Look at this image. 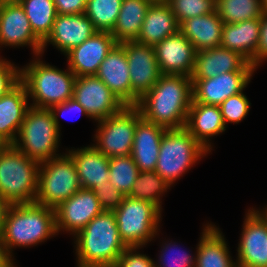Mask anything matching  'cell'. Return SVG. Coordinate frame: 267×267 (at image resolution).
I'll return each instance as SVG.
<instances>
[{
  "instance_id": "50",
  "label": "cell",
  "mask_w": 267,
  "mask_h": 267,
  "mask_svg": "<svg viewBox=\"0 0 267 267\" xmlns=\"http://www.w3.org/2000/svg\"><path fill=\"white\" fill-rule=\"evenodd\" d=\"M262 212L267 216V208L265 207V210H262Z\"/></svg>"
},
{
  "instance_id": "32",
  "label": "cell",
  "mask_w": 267,
  "mask_h": 267,
  "mask_svg": "<svg viewBox=\"0 0 267 267\" xmlns=\"http://www.w3.org/2000/svg\"><path fill=\"white\" fill-rule=\"evenodd\" d=\"M170 186L156 171L139 172L128 196L150 202L162 211L160 197Z\"/></svg>"
},
{
  "instance_id": "47",
  "label": "cell",
  "mask_w": 267,
  "mask_h": 267,
  "mask_svg": "<svg viewBox=\"0 0 267 267\" xmlns=\"http://www.w3.org/2000/svg\"><path fill=\"white\" fill-rule=\"evenodd\" d=\"M22 0H2V4L20 3Z\"/></svg>"
},
{
  "instance_id": "21",
  "label": "cell",
  "mask_w": 267,
  "mask_h": 267,
  "mask_svg": "<svg viewBox=\"0 0 267 267\" xmlns=\"http://www.w3.org/2000/svg\"><path fill=\"white\" fill-rule=\"evenodd\" d=\"M96 76L125 106H132L130 70L125 49L120 43L107 54Z\"/></svg>"
},
{
  "instance_id": "20",
  "label": "cell",
  "mask_w": 267,
  "mask_h": 267,
  "mask_svg": "<svg viewBox=\"0 0 267 267\" xmlns=\"http://www.w3.org/2000/svg\"><path fill=\"white\" fill-rule=\"evenodd\" d=\"M97 30L90 19L83 14H58L48 37L42 42V54L48 43L66 55L70 50L81 45Z\"/></svg>"
},
{
  "instance_id": "33",
  "label": "cell",
  "mask_w": 267,
  "mask_h": 267,
  "mask_svg": "<svg viewBox=\"0 0 267 267\" xmlns=\"http://www.w3.org/2000/svg\"><path fill=\"white\" fill-rule=\"evenodd\" d=\"M224 24L260 18L261 0H218L215 7Z\"/></svg>"
},
{
  "instance_id": "15",
  "label": "cell",
  "mask_w": 267,
  "mask_h": 267,
  "mask_svg": "<svg viewBox=\"0 0 267 267\" xmlns=\"http://www.w3.org/2000/svg\"><path fill=\"white\" fill-rule=\"evenodd\" d=\"M161 75H192L196 50L180 32L167 36L154 46Z\"/></svg>"
},
{
  "instance_id": "28",
  "label": "cell",
  "mask_w": 267,
  "mask_h": 267,
  "mask_svg": "<svg viewBox=\"0 0 267 267\" xmlns=\"http://www.w3.org/2000/svg\"><path fill=\"white\" fill-rule=\"evenodd\" d=\"M260 33V18L249 19L240 23L223 24L222 47L239 52L249 62L257 53Z\"/></svg>"
},
{
  "instance_id": "12",
  "label": "cell",
  "mask_w": 267,
  "mask_h": 267,
  "mask_svg": "<svg viewBox=\"0 0 267 267\" xmlns=\"http://www.w3.org/2000/svg\"><path fill=\"white\" fill-rule=\"evenodd\" d=\"M73 99L95 121L113 116L125 107L96 75L75 78Z\"/></svg>"
},
{
  "instance_id": "45",
  "label": "cell",
  "mask_w": 267,
  "mask_h": 267,
  "mask_svg": "<svg viewBox=\"0 0 267 267\" xmlns=\"http://www.w3.org/2000/svg\"><path fill=\"white\" fill-rule=\"evenodd\" d=\"M14 259H11L5 252L3 243L1 241V235H0V267H17L14 266L16 264L13 263Z\"/></svg>"
},
{
  "instance_id": "41",
  "label": "cell",
  "mask_w": 267,
  "mask_h": 267,
  "mask_svg": "<svg viewBox=\"0 0 267 267\" xmlns=\"http://www.w3.org/2000/svg\"><path fill=\"white\" fill-rule=\"evenodd\" d=\"M139 247H128L114 267H155V261L136 252Z\"/></svg>"
},
{
  "instance_id": "27",
  "label": "cell",
  "mask_w": 267,
  "mask_h": 267,
  "mask_svg": "<svg viewBox=\"0 0 267 267\" xmlns=\"http://www.w3.org/2000/svg\"><path fill=\"white\" fill-rule=\"evenodd\" d=\"M179 31V23L168 3H152L148 8L136 42L155 46Z\"/></svg>"
},
{
  "instance_id": "46",
  "label": "cell",
  "mask_w": 267,
  "mask_h": 267,
  "mask_svg": "<svg viewBox=\"0 0 267 267\" xmlns=\"http://www.w3.org/2000/svg\"><path fill=\"white\" fill-rule=\"evenodd\" d=\"M7 206L8 204L0 196V231L2 229L4 214L7 209Z\"/></svg>"
},
{
  "instance_id": "22",
  "label": "cell",
  "mask_w": 267,
  "mask_h": 267,
  "mask_svg": "<svg viewBox=\"0 0 267 267\" xmlns=\"http://www.w3.org/2000/svg\"><path fill=\"white\" fill-rule=\"evenodd\" d=\"M25 85L19 81L0 98V144H13L30 107Z\"/></svg>"
},
{
  "instance_id": "44",
  "label": "cell",
  "mask_w": 267,
  "mask_h": 267,
  "mask_svg": "<svg viewBox=\"0 0 267 267\" xmlns=\"http://www.w3.org/2000/svg\"><path fill=\"white\" fill-rule=\"evenodd\" d=\"M58 14H83L87 0H53Z\"/></svg>"
},
{
  "instance_id": "39",
  "label": "cell",
  "mask_w": 267,
  "mask_h": 267,
  "mask_svg": "<svg viewBox=\"0 0 267 267\" xmlns=\"http://www.w3.org/2000/svg\"><path fill=\"white\" fill-rule=\"evenodd\" d=\"M92 190L99 200L103 211L113 212L117 210L126 197L122 192L118 191L109 180L102 185H95Z\"/></svg>"
},
{
  "instance_id": "31",
  "label": "cell",
  "mask_w": 267,
  "mask_h": 267,
  "mask_svg": "<svg viewBox=\"0 0 267 267\" xmlns=\"http://www.w3.org/2000/svg\"><path fill=\"white\" fill-rule=\"evenodd\" d=\"M23 7L34 34L43 42L50 34L58 15L53 0H22Z\"/></svg>"
},
{
  "instance_id": "40",
  "label": "cell",
  "mask_w": 267,
  "mask_h": 267,
  "mask_svg": "<svg viewBox=\"0 0 267 267\" xmlns=\"http://www.w3.org/2000/svg\"><path fill=\"white\" fill-rule=\"evenodd\" d=\"M20 81V68L0 57V98Z\"/></svg>"
},
{
  "instance_id": "35",
  "label": "cell",
  "mask_w": 267,
  "mask_h": 267,
  "mask_svg": "<svg viewBox=\"0 0 267 267\" xmlns=\"http://www.w3.org/2000/svg\"><path fill=\"white\" fill-rule=\"evenodd\" d=\"M139 172L131 155L112 157L109 160V181L125 196L130 194Z\"/></svg>"
},
{
  "instance_id": "8",
  "label": "cell",
  "mask_w": 267,
  "mask_h": 267,
  "mask_svg": "<svg viewBox=\"0 0 267 267\" xmlns=\"http://www.w3.org/2000/svg\"><path fill=\"white\" fill-rule=\"evenodd\" d=\"M113 213L127 247L141 248L158 235L161 211L150 202L126 196Z\"/></svg>"
},
{
  "instance_id": "17",
  "label": "cell",
  "mask_w": 267,
  "mask_h": 267,
  "mask_svg": "<svg viewBox=\"0 0 267 267\" xmlns=\"http://www.w3.org/2000/svg\"><path fill=\"white\" fill-rule=\"evenodd\" d=\"M0 45L30 46L35 56L42 54V41L34 34L20 3L0 5Z\"/></svg>"
},
{
  "instance_id": "14",
  "label": "cell",
  "mask_w": 267,
  "mask_h": 267,
  "mask_svg": "<svg viewBox=\"0 0 267 267\" xmlns=\"http://www.w3.org/2000/svg\"><path fill=\"white\" fill-rule=\"evenodd\" d=\"M54 210L57 234L65 230L74 236L103 212L94 191L83 188L61 202Z\"/></svg>"
},
{
  "instance_id": "37",
  "label": "cell",
  "mask_w": 267,
  "mask_h": 267,
  "mask_svg": "<svg viewBox=\"0 0 267 267\" xmlns=\"http://www.w3.org/2000/svg\"><path fill=\"white\" fill-rule=\"evenodd\" d=\"M250 106L251 103L243 91L227 98L219 105L225 126L228 122H241L247 116Z\"/></svg>"
},
{
  "instance_id": "38",
  "label": "cell",
  "mask_w": 267,
  "mask_h": 267,
  "mask_svg": "<svg viewBox=\"0 0 267 267\" xmlns=\"http://www.w3.org/2000/svg\"><path fill=\"white\" fill-rule=\"evenodd\" d=\"M175 246L177 247L175 242L173 244L171 241L168 244L164 243V247L161 251L162 253L159 256V265L157 262H155V267H195L196 256H193V258L192 255L187 254L185 251L181 254V250H179V252H176L178 250L175 249H177L178 247L176 248ZM170 254L173 258L170 256Z\"/></svg>"
},
{
  "instance_id": "10",
  "label": "cell",
  "mask_w": 267,
  "mask_h": 267,
  "mask_svg": "<svg viewBox=\"0 0 267 267\" xmlns=\"http://www.w3.org/2000/svg\"><path fill=\"white\" fill-rule=\"evenodd\" d=\"M142 118L135 106H125L119 113L98 122L93 146L109 158L129 156L137 122Z\"/></svg>"
},
{
  "instance_id": "11",
  "label": "cell",
  "mask_w": 267,
  "mask_h": 267,
  "mask_svg": "<svg viewBox=\"0 0 267 267\" xmlns=\"http://www.w3.org/2000/svg\"><path fill=\"white\" fill-rule=\"evenodd\" d=\"M127 56L132 89V106L146 94L161 76L154 46L126 41L120 43Z\"/></svg>"
},
{
  "instance_id": "1",
  "label": "cell",
  "mask_w": 267,
  "mask_h": 267,
  "mask_svg": "<svg viewBox=\"0 0 267 267\" xmlns=\"http://www.w3.org/2000/svg\"><path fill=\"white\" fill-rule=\"evenodd\" d=\"M193 101L192 79L184 75H161L136 104L142 118L167 129L184 128Z\"/></svg>"
},
{
  "instance_id": "3",
  "label": "cell",
  "mask_w": 267,
  "mask_h": 267,
  "mask_svg": "<svg viewBox=\"0 0 267 267\" xmlns=\"http://www.w3.org/2000/svg\"><path fill=\"white\" fill-rule=\"evenodd\" d=\"M78 267H114L128 248L113 212L103 211L75 235Z\"/></svg>"
},
{
  "instance_id": "43",
  "label": "cell",
  "mask_w": 267,
  "mask_h": 267,
  "mask_svg": "<svg viewBox=\"0 0 267 267\" xmlns=\"http://www.w3.org/2000/svg\"><path fill=\"white\" fill-rule=\"evenodd\" d=\"M52 114H53V118H54V121L56 123V126L58 128V130L60 131V125H59V120H58V114H60L62 117L64 116V113L69 112L70 113H80L89 117L86 110L73 98L69 99L68 101H65L61 104H57V105H54L50 108Z\"/></svg>"
},
{
  "instance_id": "23",
  "label": "cell",
  "mask_w": 267,
  "mask_h": 267,
  "mask_svg": "<svg viewBox=\"0 0 267 267\" xmlns=\"http://www.w3.org/2000/svg\"><path fill=\"white\" fill-rule=\"evenodd\" d=\"M166 130L144 118L137 122L131 156L140 172L155 171L161 138Z\"/></svg>"
},
{
  "instance_id": "30",
  "label": "cell",
  "mask_w": 267,
  "mask_h": 267,
  "mask_svg": "<svg viewBox=\"0 0 267 267\" xmlns=\"http://www.w3.org/2000/svg\"><path fill=\"white\" fill-rule=\"evenodd\" d=\"M152 3L148 0H123L116 24L110 34L117 43L136 41Z\"/></svg>"
},
{
  "instance_id": "6",
  "label": "cell",
  "mask_w": 267,
  "mask_h": 267,
  "mask_svg": "<svg viewBox=\"0 0 267 267\" xmlns=\"http://www.w3.org/2000/svg\"><path fill=\"white\" fill-rule=\"evenodd\" d=\"M59 142L60 132L51 110L30 106L13 145L41 163L61 155L56 154Z\"/></svg>"
},
{
  "instance_id": "29",
  "label": "cell",
  "mask_w": 267,
  "mask_h": 267,
  "mask_svg": "<svg viewBox=\"0 0 267 267\" xmlns=\"http://www.w3.org/2000/svg\"><path fill=\"white\" fill-rule=\"evenodd\" d=\"M222 234L215 225L204 226L196 248L195 267H237Z\"/></svg>"
},
{
  "instance_id": "49",
  "label": "cell",
  "mask_w": 267,
  "mask_h": 267,
  "mask_svg": "<svg viewBox=\"0 0 267 267\" xmlns=\"http://www.w3.org/2000/svg\"><path fill=\"white\" fill-rule=\"evenodd\" d=\"M151 3H168L169 0H148Z\"/></svg>"
},
{
  "instance_id": "24",
  "label": "cell",
  "mask_w": 267,
  "mask_h": 267,
  "mask_svg": "<svg viewBox=\"0 0 267 267\" xmlns=\"http://www.w3.org/2000/svg\"><path fill=\"white\" fill-rule=\"evenodd\" d=\"M184 128L209 152V138L226 130L220 107L203 103L191 104Z\"/></svg>"
},
{
  "instance_id": "13",
  "label": "cell",
  "mask_w": 267,
  "mask_h": 267,
  "mask_svg": "<svg viewBox=\"0 0 267 267\" xmlns=\"http://www.w3.org/2000/svg\"><path fill=\"white\" fill-rule=\"evenodd\" d=\"M237 267H267V216L248 210L237 248Z\"/></svg>"
},
{
  "instance_id": "19",
  "label": "cell",
  "mask_w": 267,
  "mask_h": 267,
  "mask_svg": "<svg viewBox=\"0 0 267 267\" xmlns=\"http://www.w3.org/2000/svg\"><path fill=\"white\" fill-rule=\"evenodd\" d=\"M254 71V66L239 52L218 46L196 53L191 79L203 80L227 72Z\"/></svg>"
},
{
  "instance_id": "18",
  "label": "cell",
  "mask_w": 267,
  "mask_h": 267,
  "mask_svg": "<svg viewBox=\"0 0 267 267\" xmlns=\"http://www.w3.org/2000/svg\"><path fill=\"white\" fill-rule=\"evenodd\" d=\"M254 72H227L216 77L192 80V103L219 106L227 98L242 92Z\"/></svg>"
},
{
  "instance_id": "16",
  "label": "cell",
  "mask_w": 267,
  "mask_h": 267,
  "mask_svg": "<svg viewBox=\"0 0 267 267\" xmlns=\"http://www.w3.org/2000/svg\"><path fill=\"white\" fill-rule=\"evenodd\" d=\"M116 44L110 32L96 31L66 54L68 68L76 77L96 75L100 64Z\"/></svg>"
},
{
  "instance_id": "7",
  "label": "cell",
  "mask_w": 267,
  "mask_h": 267,
  "mask_svg": "<svg viewBox=\"0 0 267 267\" xmlns=\"http://www.w3.org/2000/svg\"><path fill=\"white\" fill-rule=\"evenodd\" d=\"M209 153L185 128L167 129L155 171L170 185Z\"/></svg>"
},
{
  "instance_id": "4",
  "label": "cell",
  "mask_w": 267,
  "mask_h": 267,
  "mask_svg": "<svg viewBox=\"0 0 267 267\" xmlns=\"http://www.w3.org/2000/svg\"><path fill=\"white\" fill-rule=\"evenodd\" d=\"M40 163L13 144L0 146V196L8 205L34 203Z\"/></svg>"
},
{
  "instance_id": "36",
  "label": "cell",
  "mask_w": 267,
  "mask_h": 267,
  "mask_svg": "<svg viewBox=\"0 0 267 267\" xmlns=\"http://www.w3.org/2000/svg\"><path fill=\"white\" fill-rule=\"evenodd\" d=\"M168 5L179 25L189 18L212 13L216 7L212 0H169Z\"/></svg>"
},
{
  "instance_id": "48",
  "label": "cell",
  "mask_w": 267,
  "mask_h": 267,
  "mask_svg": "<svg viewBox=\"0 0 267 267\" xmlns=\"http://www.w3.org/2000/svg\"><path fill=\"white\" fill-rule=\"evenodd\" d=\"M261 8L263 12H267V0H261Z\"/></svg>"
},
{
  "instance_id": "26",
  "label": "cell",
  "mask_w": 267,
  "mask_h": 267,
  "mask_svg": "<svg viewBox=\"0 0 267 267\" xmlns=\"http://www.w3.org/2000/svg\"><path fill=\"white\" fill-rule=\"evenodd\" d=\"M223 21L216 9L209 14L189 18L179 25V31L193 44L196 52L221 45Z\"/></svg>"
},
{
  "instance_id": "42",
  "label": "cell",
  "mask_w": 267,
  "mask_h": 267,
  "mask_svg": "<svg viewBox=\"0 0 267 267\" xmlns=\"http://www.w3.org/2000/svg\"><path fill=\"white\" fill-rule=\"evenodd\" d=\"M264 60H267V12H263L260 17V33L257 53L250 63L257 69L258 66H260V63Z\"/></svg>"
},
{
  "instance_id": "2",
  "label": "cell",
  "mask_w": 267,
  "mask_h": 267,
  "mask_svg": "<svg viewBox=\"0 0 267 267\" xmlns=\"http://www.w3.org/2000/svg\"><path fill=\"white\" fill-rule=\"evenodd\" d=\"M54 208L37 203L8 205L0 231L6 254L12 259L13 247H29L56 235Z\"/></svg>"
},
{
  "instance_id": "25",
  "label": "cell",
  "mask_w": 267,
  "mask_h": 267,
  "mask_svg": "<svg viewBox=\"0 0 267 267\" xmlns=\"http://www.w3.org/2000/svg\"><path fill=\"white\" fill-rule=\"evenodd\" d=\"M73 159L83 189H93L109 180L110 158L99 152L93 145L67 152Z\"/></svg>"
},
{
  "instance_id": "34",
  "label": "cell",
  "mask_w": 267,
  "mask_h": 267,
  "mask_svg": "<svg viewBox=\"0 0 267 267\" xmlns=\"http://www.w3.org/2000/svg\"><path fill=\"white\" fill-rule=\"evenodd\" d=\"M123 0H87L84 14L97 31L111 32Z\"/></svg>"
},
{
  "instance_id": "9",
  "label": "cell",
  "mask_w": 267,
  "mask_h": 267,
  "mask_svg": "<svg viewBox=\"0 0 267 267\" xmlns=\"http://www.w3.org/2000/svg\"><path fill=\"white\" fill-rule=\"evenodd\" d=\"M80 188L76 165L65 153L40 163L35 203L55 209Z\"/></svg>"
},
{
  "instance_id": "5",
  "label": "cell",
  "mask_w": 267,
  "mask_h": 267,
  "mask_svg": "<svg viewBox=\"0 0 267 267\" xmlns=\"http://www.w3.org/2000/svg\"><path fill=\"white\" fill-rule=\"evenodd\" d=\"M39 56L20 69V81L33 100L30 106L50 109L73 98L76 76L69 68L63 71L40 61Z\"/></svg>"
}]
</instances>
